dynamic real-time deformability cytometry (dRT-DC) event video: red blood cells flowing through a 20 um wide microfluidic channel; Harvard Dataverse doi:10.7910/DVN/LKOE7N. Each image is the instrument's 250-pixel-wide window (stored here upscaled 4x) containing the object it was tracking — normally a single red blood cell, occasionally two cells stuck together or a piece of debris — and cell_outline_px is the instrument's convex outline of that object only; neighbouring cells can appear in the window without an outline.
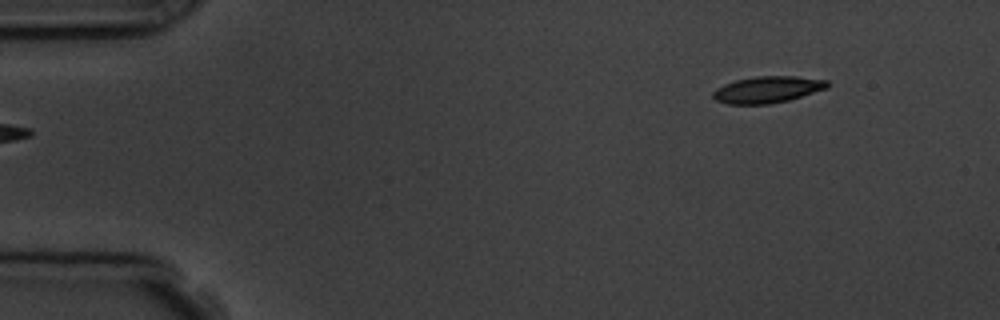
{"species": "common noctule bat (a hibernating species)", "species_latin": "Nyctalus noctula", "temperature_condition": "room temperature", "stored_images_in_passage": 3, "camera_frame_rate_fps": 3000, "um_per_image_px": 0.085, "animal": {"sex": "male", "body_mass_g": 19.5, "forearm_length_mm": 54.6}, "frame": {"image": 1, "passage_image": 1, "time_ms": 0.0, "image_size_px": [1000, 320], "cell_outline_px": [[828, 88], [788, 100], [768, 104], [728, 104], [716, 100], [712, 96], [712, 92], [716, 88], [724, 84], [736, 80], [756, 76], [796, 76], [828, 80]], "centroid_in_image_um": [65.22, 7.61], "position_along_channel_um": 19.8, "area_um2": 17.69}}
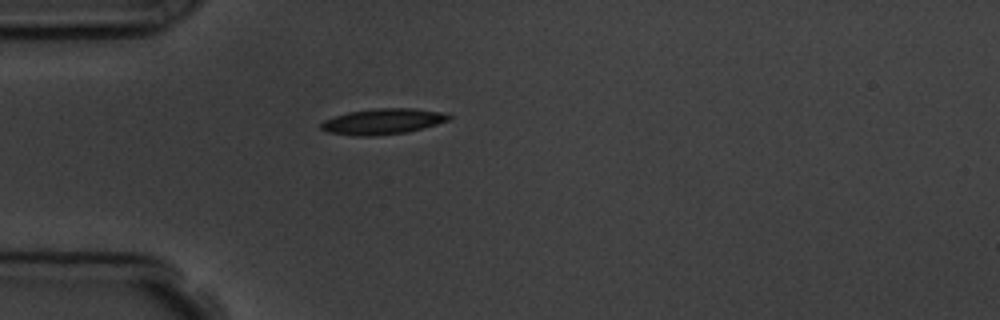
{"frame": {"image": 2, "passage_image": 3, "time_ms": 3.0, "image_size_px": [1000, 320], "cell_outline_px": [[452, 120], [424, 128], [408, 132], [372, 136], [352, 136], [328, 132], [320, 128], [320, 124], [324, 120], [348, 112], [376, 108], [412, 108], [444, 112], [452, 116]], "centroid_in_image_um": [32.58, 10.33], "position_along_channel_um": 52.4, "area_um2": 19.36}}